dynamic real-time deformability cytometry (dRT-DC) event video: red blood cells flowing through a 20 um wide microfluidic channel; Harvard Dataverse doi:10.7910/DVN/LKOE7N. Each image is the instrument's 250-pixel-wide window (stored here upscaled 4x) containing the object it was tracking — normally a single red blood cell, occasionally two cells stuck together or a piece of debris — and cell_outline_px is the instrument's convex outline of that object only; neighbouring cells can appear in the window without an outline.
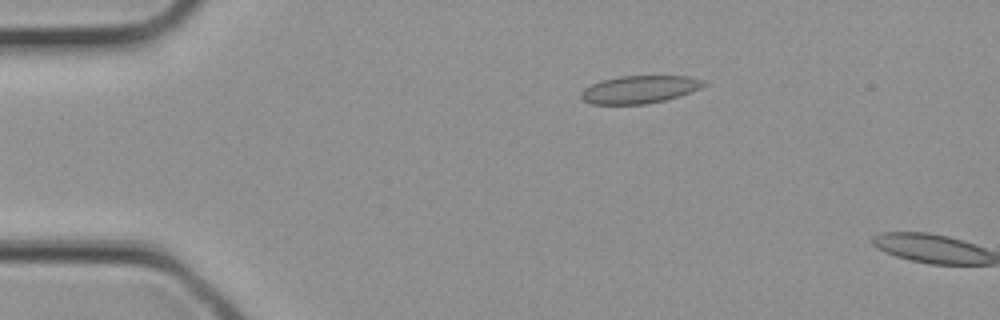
{"species": "common noctule bat (a hibernating species)", "species_latin": "Nyctalus noctula", "temperature_condition": "cold", "stored_images_in_passage": 2, "camera_frame_rate_fps": 3000, "um_per_image_px": 0.085, "animal": {"sex": "female", "body_mass_g": 21.9}, "frame": {"image": 1, "passage_image": 1, "time_ms": 0.0, "image_size_px": [1000, 320], "cell_outline_px": [[708, 84], [692, 92], [680, 96], [664, 100], [644, 104], [592, 104], [584, 100], [580, 96], [580, 92], [584, 88], [592, 84], [604, 80], [620, 76], [688, 76], [704, 80]], "centroid_in_image_um": [54.39, 7.6], "position_along_channel_um": 30.6, "area_um2": 19.77}}